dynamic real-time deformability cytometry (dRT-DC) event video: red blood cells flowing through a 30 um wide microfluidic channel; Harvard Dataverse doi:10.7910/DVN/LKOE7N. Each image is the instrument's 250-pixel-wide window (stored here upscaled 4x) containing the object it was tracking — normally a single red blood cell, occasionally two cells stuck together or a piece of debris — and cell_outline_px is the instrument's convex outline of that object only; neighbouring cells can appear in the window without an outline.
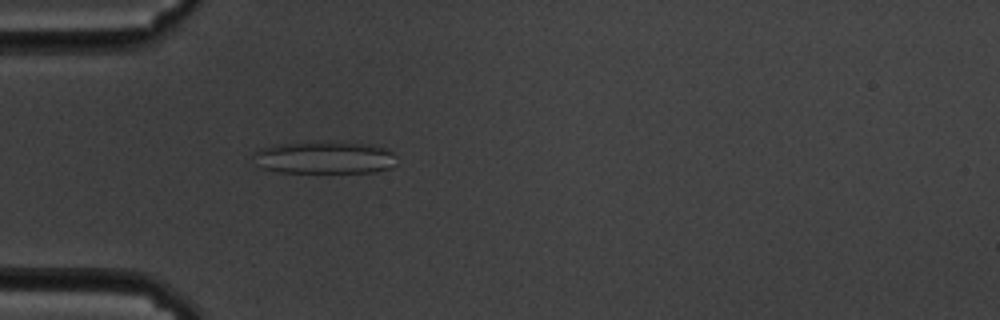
{"species": "common noctule bat (a hibernating species)", "species_latin": "Nyctalus noctula", "temperature_condition": "cold", "stored_images_in_passage": 44, "camera_frame_rate_fps": 3000, "um_per_image_px": 0.085, "animal": {"sex": "male", "body_mass_g": 19.5, "forearm_length_mm": 54.6}, "frame": {"image": 1, "passage_image": 3, "time_ms": 0.667, "image_size_px": [1000, 320], "cell_outline_px": [[396, 164], [392, 168], [376, 172], [276, 172], [264, 168], [252, 156], [252, 152], [256, 148], [276, 144], [316, 140], [344, 140], [372, 144], [388, 148], [396, 156]], "centroid_in_image_um": [27.63, 13.34], "position_along_channel_um": 57.4, "area_um2": 28.32}}
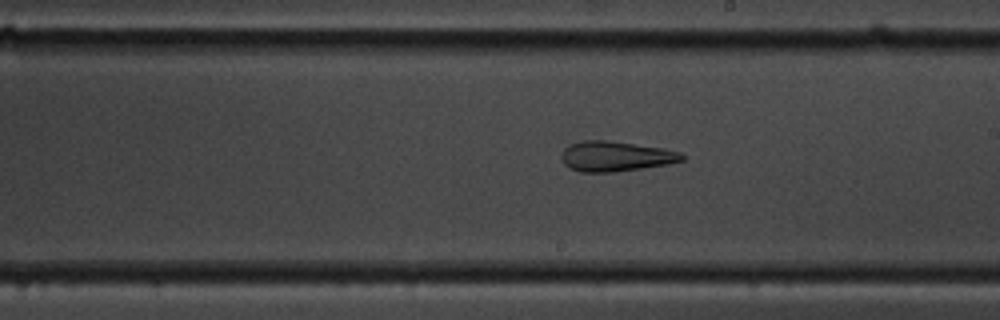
{"frame": {"image": 2, "passage_image": 19, "time_ms": 6.0, "image_size_px": [1000, 320], "cell_outline_px": [[684, 160], [668, 164], [616, 172], [580, 172], [564, 164], [560, 156], [564, 148], [568, 144], [584, 140], [604, 140], [664, 148], [680, 152], [684, 156]], "centroid_in_image_um": [52.31, 13.28], "position_along_channel_um": 236.7, "area_um2": 21.15}}
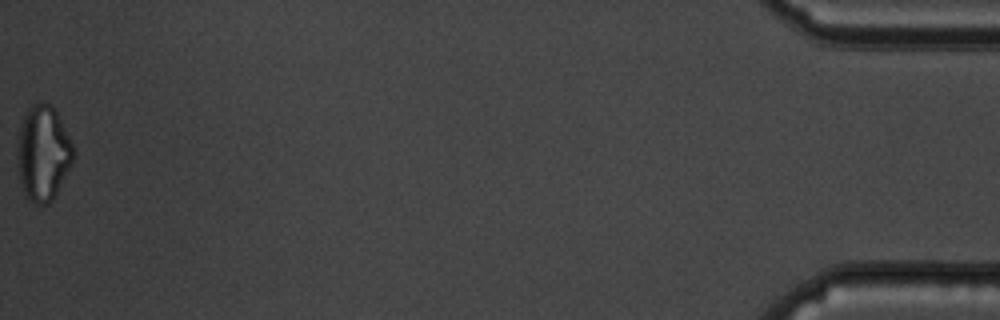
{"frame": {"image": 3, "passage_image": 44, "time_ms": 14.333, "image_size_px": [1000, 320], "cell_outline_px": [[76, 152], [72, 164], [52, 200], [48, 204], [36, 204], [24, 192], [20, 180], [16, 156], [16, 148], [20, 128], [24, 116], [28, 108], [36, 104], [52, 104], [76, 148]], "centroid_in_image_um": [3.68, 13.01], "position_along_channel_um": 431.5, "area_um2": 31.04}, "authors_computed_cell_mechanics": {"area_um2": 23.6402, "velocity_mm_per_s": 3.4609, "shape_relaxation_time_tau1_ms": null, "shape_relaxation_time_tau2_ms": 3.4182, "deformation_change_tau1": null, "deformation_change_tau2": 0.1414}}